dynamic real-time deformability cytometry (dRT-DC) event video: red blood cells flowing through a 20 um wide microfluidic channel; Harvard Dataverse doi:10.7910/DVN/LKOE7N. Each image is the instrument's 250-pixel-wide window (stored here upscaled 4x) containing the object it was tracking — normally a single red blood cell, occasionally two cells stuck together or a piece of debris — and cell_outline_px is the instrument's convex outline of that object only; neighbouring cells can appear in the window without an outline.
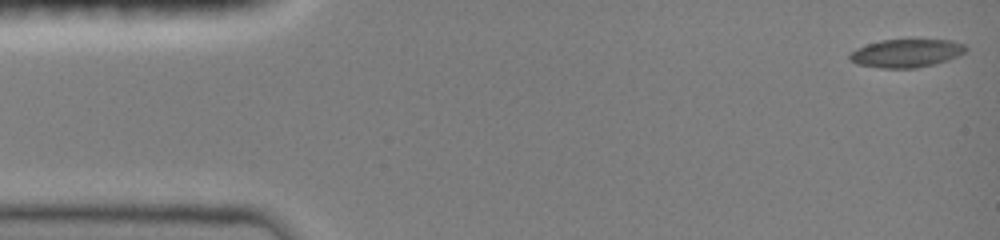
{"species": "common noctule bat (a hibernating species)", "species_latin": "Nyctalus noctula", "temperature_condition": "room temperature", "stored_images_in_passage": 9, "camera_frame_rate_fps": 3000, "um_per_image_px": 0.085, "animal": {"sex": "female", "body_mass_g": 19.0, "forearm_length_mm": 51.5}, "frame": {"image": 1, "passage_image": 1, "time_ms": 0.0, "image_size_px": [1000, 240], "cell_outline_px": [[968, 48], [964, 52], [948, 60], [936, 64], [916, 68], [880, 68], [856, 64], [848, 60], [848, 52], [856, 48], [880, 40], [952, 40], [964, 44]], "centroid_in_image_um": [76.99, 4.53], "position_along_channel_um": 8.0, "area_um2": 19.25}}
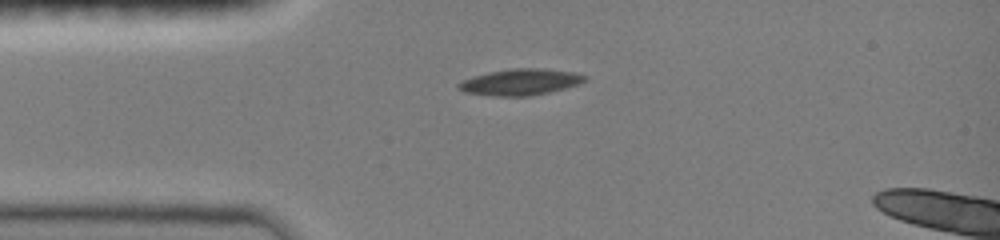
{"frame": {"image": 2, "passage_image": 7, "time_ms": 3.333, "image_size_px": [1000, 240], "cell_outline_px": [[588, 76], [580, 84], [548, 92], [528, 96], [492, 96], [464, 92], [456, 88], [456, 84], [460, 80], [472, 76], [488, 72], [512, 68], [544, 68], [572, 72]], "centroid_in_image_um": [44.16, 6.97], "position_along_channel_um": 40.8, "area_um2": 19.48}}